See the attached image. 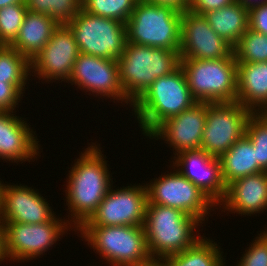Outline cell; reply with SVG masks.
<instances>
[{
	"label": "cell",
	"instance_id": "2e32d148",
	"mask_svg": "<svg viewBox=\"0 0 267 266\" xmlns=\"http://www.w3.org/2000/svg\"><path fill=\"white\" fill-rule=\"evenodd\" d=\"M39 190L22 184H4L0 205L3 223L40 224L53 220L56 213Z\"/></svg>",
	"mask_w": 267,
	"mask_h": 266
},
{
	"label": "cell",
	"instance_id": "7402d4cb",
	"mask_svg": "<svg viewBox=\"0 0 267 266\" xmlns=\"http://www.w3.org/2000/svg\"><path fill=\"white\" fill-rule=\"evenodd\" d=\"M59 23L46 14L27 10L18 36L10 44L31 61L49 42Z\"/></svg>",
	"mask_w": 267,
	"mask_h": 266
},
{
	"label": "cell",
	"instance_id": "e0dca14e",
	"mask_svg": "<svg viewBox=\"0 0 267 266\" xmlns=\"http://www.w3.org/2000/svg\"><path fill=\"white\" fill-rule=\"evenodd\" d=\"M206 116L207 102H197L179 115L162 122L148 138L164 140L173 148L174 155L185 150L200 149Z\"/></svg>",
	"mask_w": 267,
	"mask_h": 266
},
{
	"label": "cell",
	"instance_id": "277c9868",
	"mask_svg": "<svg viewBox=\"0 0 267 266\" xmlns=\"http://www.w3.org/2000/svg\"><path fill=\"white\" fill-rule=\"evenodd\" d=\"M117 61L124 94L134 103L157 78L177 70L181 58L177 50L127 42Z\"/></svg>",
	"mask_w": 267,
	"mask_h": 266
},
{
	"label": "cell",
	"instance_id": "d6986e66",
	"mask_svg": "<svg viewBox=\"0 0 267 266\" xmlns=\"http://www.w3.org/2000/svg\"><path fill=\"white\" fill-rule=\"evenodd\" d=\"M13 113L16 114V111L0 112V159L17 164L30 163L41 153L39 139L26 118Z\"/></svg>",
	"mask_w": 267,
	"mask_h": 266
},
{
	"label": "cell",
	"instance_id": "836d02e7",
	"mask_svg": "<svg viewBox=\"0 0 267 266\" xmlns=\"http://www.w3.org/2000/svg\"><path fill=\"white\" fill-rule=\"evenodd\" d=\"M249 29L267 35V2L249 8Z\"/></svg>",
	"mask_w": 267,
	"mask_h": 266
},
{
	"label": "cell",
	"instance_id": "3957f363",
	"mask_svg": "<svg viewBox=\"0 0 267 266\" xmlns=\"http://www.w3.org/2000/svg\"><path fill=\"white\" fill-rule=\"evenodd\" d=\"M202 224L179 209L147 204L143 227L153 261L179 254L194 245L203 237L196 229Z\"/></svg>",
	"mask_w": 267,
	"mask_h": 266
},
{
	"label": "cell",
	"instance_id": "6da1fadb",
	"mask_svg": "<svg viewBox=\"0 0 267 266\" xmlns=\"http://www.w3.org/2000/svg\"><path fill=\"white\" fill-rule=\"evenodd\" d=\"M88 144L90 146L81 152L80 157L75 158L67 174V221L74 228L73 231L78 230L92 216L113 185L108 161L105 160L107 157L102 154L100 144Z\"/></svg>",
	"mask_w": 267,
	"mask_h": 266
},
{
	"label": "cell",
	"instance_id": "ffe728a7",
	"mask_svg": "<svg viewBox=\"0 0 267 266\" xmlns=\"http://www.w3.org/2000/svg\"><path fill=\"white\" fill-rule=\"evenodd\" d=\"M221 212L251 216L267 210V171L238 178L226 186Z\"/></svg>",
	"mask_w": 267,
	"mask_h": 266
},
{
	"label": "cell",
	"instance_id": "9c48e42d",
	"mask_svg": "<svg viewBox=\"0 0 267 266\" xmlns=\"http://www.w3.org/2000/svg\"><path fill=\"white\" fill-rule=\"evenodd\" d=\"M167 171L145 184L147 204H158L179 209L202 223L217 205L178 170ZM163 175V176H162Z\"/></svg>",
	"mask_w": 267,
	"mask_h": 266
},
{
	"label": "cell",
	"instance_id": "f35d334b",
	"mask_svg": "<svg viewBox=\"0 0 267 266\" xmlns=\"http://www.w3.org/2000/svg\"><path fill=\"white\" fill-rule=\"evenodd\" d=\"M15 3H25V0H0V8L15 4Z\"/></svg>",
	"mask_w": 267,
	"mask_h": 266
},
{
	"label": "cell",
	"instance_id": "8fae6325",
	"mask_svg": "<svg viewBox=\"0 0 267 266\" xmlns=\"http://www.w3.org/2000/svg\"><path fill=\"white\" fill-rule=\"evenodd\" d=\"M3 224L9 262L20 263L40 258L46 251L51 250L50 247L61 239L60 236L63 237L70 228L73 229L65 218L57 216L51 221L40 224Z\"/></svg>",
	"mask_w": 267,
	"mask_h": 266
},
{
	"label": "cell",
	"instance_id": "f1b7e54d",
	"mask_svg": "<svg viewBox=\"0 0 267 266\" xmlns=\"http://www.w3.org/2000/svg\"><path fill=\"white\" fill-rule=\"evenodd\" d=\"M138 0H82V9L92 15L127 23Z\"/></svg>",
	"mask_w": 267,
	"mask_h": 266
},
{
	"label": "cell",
	"instance_id": "9a60e30c",
	"mask_svg": "<svg viewBox=\"0 0 267 266\" xmlns=\"http://www.w3.org/2000/svg\"><path fill=\"white\" fill-rule=\"evenodd\" d=\"M232 54L233 47L214 32L204 15L182 11L181 59H223Z\"/></svg>",
	"mask_w": 267,
	"mask_h": 266
},
{
	"label": "cell",
	"instance_id": "484cf974",
	"mask_svg": "<svg viewBox=\"0 0 267 266\" xmlns=\"http://www.w3.org/2000/svg\"><path fill=\"white\" fill-rule=\"evenodd\" d=\"M32 74L30 61L10 45L0 47V81L13 84L22 94Z\"/></svg>",
	"mask_w": 267,
	"mask_h": 266
},
{
	"label": "cell",
	"instance_id": "d4e9b609",
	"mask_svg": "<svg viewBox=\"0 0 267 266\" xmlns=\"http://www.w3.org/2000/svg\"><path fill=\"white\" fill-rule=\"evenodd\" d=\"M222 253L217 242L203 235L191 247L179 254L161 258L158 262L162 266H226Z\"/></svg>",
	"mask_w": 267,
	"mask_h": 266
},
{
	"label": "cell",
	"instance_id": "44dd1931",
	"mask_svg": "<svg viewBox=\"0 0 267 266\" xmlns=\"http://www.w3.org/2000/svg\"><path fill=\"white\" fill-rule=\"evenodd\" d=\"M237 102L253 113H267V62L237 63Z\"/></svg>",
	"mask_w": 267,
	"mask_h": 266
},
{
	"label": "cell",
	"instance_id": "d590c367",
	"mask_svg": "<svg viewBox=\"0 0 267 266\" xmlns=\"http://www.w3.org/2000/svg\"><path fill=\"white\" fill-rule=\"evenodd\" d=\"M147 1L159 5H170L181 11L187 9L189 5V0H147Z\"/></svg>",
	"mask_w": 267,
	"mask_h": 266
},
{
	"label": "cell",
	"instance_id": "5bb4252c",
	"mask_svg": "<svg viewBox=\"0 0 267 266\" xmlns=\"http://www.w3.org/2000/svg\"><path fill=\"white\" fill-rule=\"evenodd\" d=\"M79 54L74 34L67 24H59L49 42L30 61V73L46 82L68 81Z\"/></svg>",
	"mask_w": 267,
	"mask_h": 266
},
{
	"label": "cell",
	"instance_id": "83f0119b",
	"mask_svg": "<svg viewBox=\"0 0 267 266\" xmlns=\"http://www.w3.org/2000/svg\"><path fill=\"white\" fill-rule=\"evenodd\" d=\"M27 10L46 14L59 24H67L82 9V0H25Z\"/></svg>",
	"mask_w": 267,
	"mask_h": 266
},
{
	"label": "cell",
	"instance_id": "f546056e",
	"mask_svg": "<svg viewBox=\"0 0 267 266\" xmlns=\"http://www.w3.org/2000/svg\"><path fill=\"white\" fill-rule=\"evenodd\" d=\"M246 135L256 150L257 163L267 171V113H253L246 126Z\"/></svg>",
	"mask_w": 267,
	"mask_h": 266
},
{
	"label": "cell",
	"instance_id": "30bf717a",
	"mask_svg": "<svg viewBox=\"0 0 267 266\" xmlns=\"http://www.w3.org/2000/svg\"><path fill=\"white\" fill-rule=\"evenodd\" d=\"M253 112L239 102L207 103L201 149L220 157L246 134Z\"/></svg>",
	"mask_w": 267,
	"mask_h": 266
},
{
	"label": "cell",
	"instance_id": "60d3db41",
	"mask_svg": "<svg viewBox=\"0 0 267 266\" xmlns=\"http://www.w3.org/2000/svg\"><path fill=\"white\" fill-rule=\"evenodd\" d=\"M4 183L0 180V205H1V196Z\"/></svg>",
	"mask_w": 267,
	"mask_h": 266
},
{
	"label": "cell",
	"instance_id": "74e56055",
	"mask_svg": "<svg viewBox=\"0 0 267 266\" xmlns=\"http://www.w3.org/2000/svg\"><path fill=\"white\" fill-rule=\"evenodd\" d=\"M244 6L250 8L254 5H259L267 2V0H239Z\"/></svg>",
	"mask_w": 267,
	"mask_h": 266
},
{
	"label": "cell",
	"instance_id": "603a6c76",
	"mask_svg": "<svg viewBox=\"0 0 267 266\" xmlns=\"http://www.w3.org/2000/svg\"><path fill=\"white\" fill-rule=\"evenodd\" d=\"M225 185L234 180L265 171L256 161V150L245 134L227 152L219 157Z\"/></svg>",
	"mask_w": 267,
	"mask_h": 266
},
{
	"label": "cell",
	"instance_id": "d6a6232c",
	"mask_svg": "<svg viewBox=\"0 0 267 266\" xmlns=\"http://www.w3.org/2000/svg\"><path fill=\"white\" fill-rule=\"evenodd\" d=\"M23 96L13 84L0 81V112L16 111Z\"/></svg>",
	"mask_w": 267,
	"mask_h": 266
},
{
	"label": "cell",
	"instance_id": "1f68e13d",
	"mask_svg": "<svg viewBox=\"0 0 267 266\" xmlns=\"http://www.w3.org/2000/svg\"><path fill=\"white\" fill-rule=\"evenodd\" d=\"M249 244L236 266H267V228Z\"/></svg>",
	"mask_w": 267,
	"mask_h": 266
},
{
	"label": "cell",
	"instance_id": "4dcf8cb0",
	"mask_svg": "<svg viewBox=\"0 0 267 266\" xmlns=\"http://www.w3.org/2000/svg\"><path fill=\"white\" fill-rule=\"evenodd\" d=\"M26 11L25 3L0 8V42L3 45H10L18 36Z\"/></svg>",
	"mask_w": 267,
	"mask_h": 266
},
{
	"label": "cell",
	"instance_id": "52a82bcc",
	"mask_svg": "<svg viewBox=\"0 0 267 266\" xmlns=\"http://www.w3.org/2000/svg\"><path fill=\"white\" fill-rule=\"evenodd\" d=\"M193 98L197 102H237V61L234 54L223 59H181Z\"/></svg>",
	"mask_w": 267,
	"mask_h": 266
},
{
	"label": "cell",
	"instance_id": "4316f807",
	"mask_svg": "<svg viewBox=\"0 0 267 266\" xmlns=\"http://www.w3.org/2000/svg\"><path fill=\"white\" fill-rule=\"evenodd\" d=\"M237 63L267 62V35L249 29L233 47Z\"/></svg>",
	"mask_w": 267,
	"mask_h": 266
},
{
	"label": "cell",
	"instance_id": "8992f818",
	"mask_svg": "<svg viewBox=\"0 0 267 266\" xmlns=\"http://www.w3.org/2000/svg\"><path fill=\"white\" fill-rule=\"evenodd\" d=\"M181 15L173 6L138 0L126 23L127 42L180 52Z\"/></svg>",
	"mask_w": 267,
	"mask_h": 266
},
{
	"label": "cell",
	"instance_id": "cb8c5ba5",
	"mask_svg": "<svg viewBox=\"0 0 267 266\" xmlns=\"http://www.w3.org/2000/svg\"><path fill=\"white\" fill-rule=\"evenodd\" d=\"M215 33L232 47L249 28V8L239 0L204 14Z\"/></svg>",
	"mask_w": 267,
	"mask_h": 266
},
{
	"label": "cell",
	"instance_id": "ab89813d",
	"mask_svg": "<svg viewBox=\"0 0 267 266\" xmlns=\"http://www.w3.org/2000/svg\"><path fill=\"white\" fill-rule=\"evenodd\" d=\"M143 266H162L158 261H152L149 264L143 265Z\"/></svg>",
	"mask_w": 267,
	"mask_h": 266
},
{
	"label": "cell",
	"instance_id": "7a4b0ae2",
	"mask_svg": "<svg viewBox=\"0 0 267 266\" xmlns=\"http://www.w3.org/2000/svg\"><path fill=\"white\" fill-rule=\"evenodd\" d=\"M197 101L181 67L157 78L132 104V111L146 138L164 121L179 115Z\"/></svg>",
	"mask_w": 267,
	"mask_h": 266
},
{
	"label": "cell",
	"instance_id": "ba28073f",
	"mask_svg": "<svg viewBox=\"0 0 267 266\" xmlns=\"http://www.w3.org/2000/svg\"><path fill=\"white\" fill-rule=\"evenodd\" d=\"M67 25L74 34L79 53L117 60L125 49V23L95 16L81 9Z\"/></svg>",
	"mask_w": 267,
	"mask_h": 266
},
{
	"label": "cell",
	"instance_id": "7c38bea8",
	"mask_svg": "<svg viewBox=\"0 0 267 266\" xmlns=\"http://www.w3.org/2000/svg\"><path fill=\"white\" fill-rule=\"evenodd\" d=\"M67 83L89 92L97 98L120 101L123 105L132 102L125 96L120 82L119 65L117 60H109L93 55L79 53L74 62L71 76ZM124 102V103H122Z\"/></svg>",
	"mask_w": 267,
	"mask_h": 266
},
{
	"label": "cell",
	"instance_id": "e575fe53",
	"mask_svg": "<svg viewBox=\"0 0 267 266\" xmlns=\"http://www.w3.org/2000/svg\"><path fill=\"white\" fill-rule=\"evenodd\" d=\"M235 1L236 0H189L187 9L195 14L204 15L230 5Z\"/></svg>",
	"mask_w": 267,
	"mask_h": 266
},
{
	"label": "cell",
	"instance_id": "5b68a950",
	"mask_svg": "<svg viewBox=\"0 0 267 266\" xmlns=\"http://www.w3.org/2000/svg\"><path fill=\"white\" fill-rule=\"evenodd\" d=\"M76 231L112 266H143L153 261L143 226H81Z\"/></svg>",
	"mask_w": 267,
	"mask_h": 266
},
{
	"label": "cell",
	"instance_id": "8d00e7d4",
	"mask_svg": "<svg viewBox=\"0 0 267 266\" xmlns=\"http://www.w3.org/2000/svg\"><path fill=\"white\" fill-rule=\"evenodd\" d=\"M9 260L6 251V240H5V227L3 222L0 220V263L5 262L3 260Z\"/></svg>",
	"mask_w": 267,
	"mask_h": 266
},
{
	"label": "cell",
	"instance_id": "4fadbf2b",
	"mask_svg": "<svg viewBox=\"0 0 267 266\" xmlns=\"http://www.w3.org/2000/svg\"><path fill=\"white\" fill-rule=\"evenodd\" d=\"M146 185H131L109 191L82 226H143L147 205Z\"/></svg>",
	"mask_w": 267,
	"mask_h": 266
},
{
	"label": "cell",
	"instance_id": "ac0fdd59",
	"mask_svg": "<svg viewBox=\"0 0 267 266\" xmlns=\"http://www.w3.org/2000/svg\"><path fill=\"white\" fill-rule=\"evenodd\" d=\"M174 169L197 186L216 205L224 198L226 185L222 179L218 157L203 149L185 150L173 157Z\"/></svg>",
	"mask_w": 267,
	"mask_h": 266
}]
</instances>
